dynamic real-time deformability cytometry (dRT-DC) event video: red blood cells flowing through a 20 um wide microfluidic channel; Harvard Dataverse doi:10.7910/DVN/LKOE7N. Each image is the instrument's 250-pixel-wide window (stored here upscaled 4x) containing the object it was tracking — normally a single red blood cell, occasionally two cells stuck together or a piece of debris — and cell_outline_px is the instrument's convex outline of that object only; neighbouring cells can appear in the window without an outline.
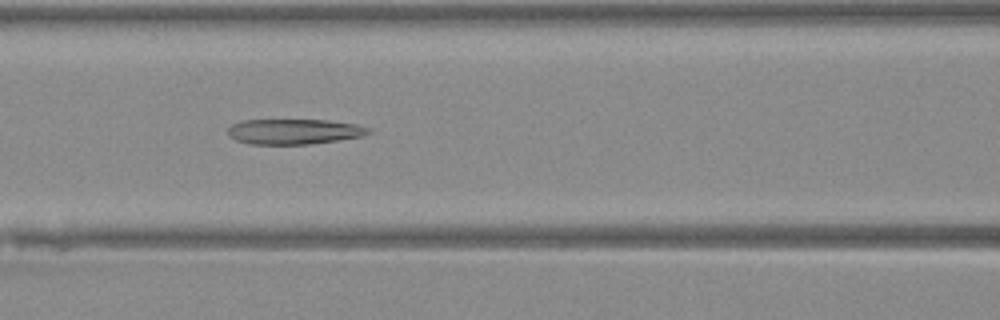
{"species": "Egyptian fruit bat (a non-hibernating species)", "species_latin": "Rousettus aegyptiacus", "temperature_condition": "warm", "stored_images_in_passage": 25, "camera_frame_rate_fps": 3000, "um_per_image_px": 0.085, "animal": {"sex": "female"}, "frame": {"image": 1, "passage_image": 11, "time_ms": 3.333, "image_size_px": [1000, 320], "cell_outline_px": [[372, 132], [364, 136], [312, 144], [252, 144], [236, 140], [228, 136], [228, 128], [232, 124], [240, 120], [324, 120], [356, 124], [372, 128]], "centroid_in_image_um": [25.02, 11.18], "position_along_channel_um": 141.6, "area_um2": 20.87}}
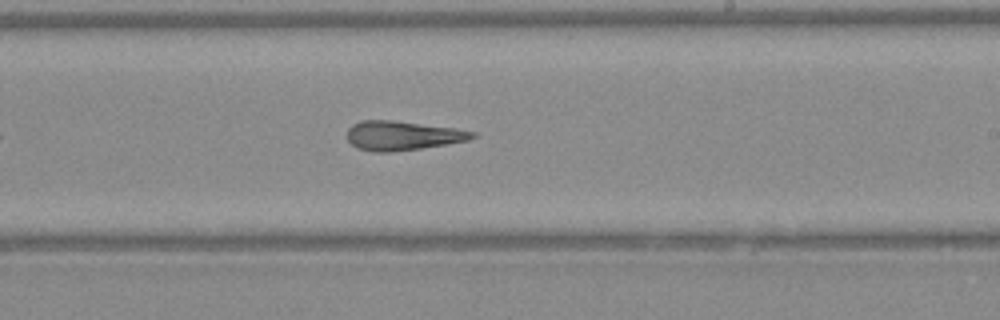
{"frame": {"image": 2, "passage_image": 19, "time_ms": 6.0, "image_size_px": [1000, 320], "cell_outline_px": [[476, 136], [468, 140], [420, 148], [392, 152], [372, 152], [356, 148], [348, 140], [348, 128], [352, 124], [360, 120], [392, 120], [456, 128], [476, 132]], "centroid_in_image_um": [34.18, 11.52], "position_along_channel_um": 254.8, "area_um2": 21.33}}
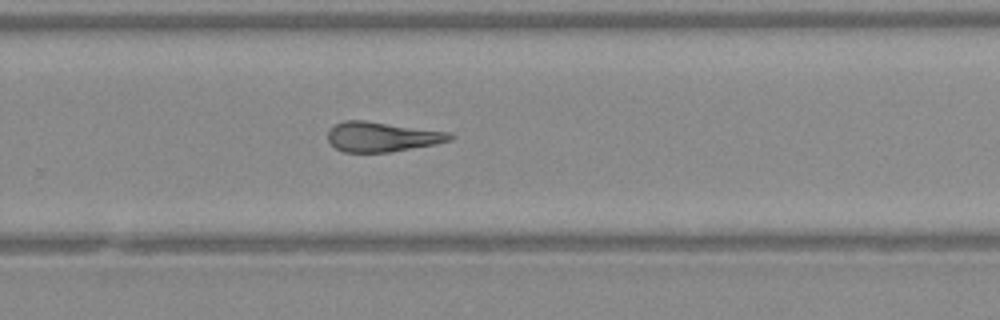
{"frame": {"image": 3, "passage_image": 22, "time_ms": 7.0, "image_size_px": [1000, 320], "cell_outline_px": [[456, 136], [452, 140], [436, 144], [392, 152], [344, 152], [336, 148], [328, 140], [328, 132], [336, 124], [344, 120], [364, 120], [448, 132]], "centroid_in_image_um": [32.49, 11.63], "position_along_channel_um": 297.3, "area_um2": 21.15}}